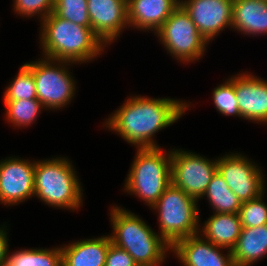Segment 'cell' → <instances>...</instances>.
<instances>
[{"instance_id":"cell-1","label":"cell","mask_w":267,"mask_h":266,"mask_svg":"<svg viewBox=\"0 0 267 266\" xmlns=\"http://www.w3.org/2000/svg\"><path fill=\"white\" fill-rule=\"evenodd\" d=\"M120 104L102 119L100 127L117 134L136 149L161 147L156 141L157 133L169 129L195 107L192 102L176 97L157 98L136 93L129 94Z\"/></svg>"},{"instance_id":"cell-2","label":"cell","mask_w":267,"mask_h":266,"mask_svg":"<svg viewBox=\"0 0 267 266\" xmlns=\"http://www.w3.org/2000/svg\"><path fill=\"white\" fill-rule=\"evenodd\" d=\"M39 24L37 42L41 57L81 66L94 63L109 50L92 28L60 18L53 12Z\"/></svg>"},{"instance_id":"cell-3","label":"cell","mask_w":267,"mask_h":266,"mask_svg":"<svg viewBox=\"0 0 267 266\" xmlns=\"http://www.w3.org/2000/svg\"><path fill=\"white\" fill-rule=\"evenodd\" d=\"M123 205L110 204L109 222L112 243L127 251L137 264L163 266L171 254V246L141 215Z\"/></svg>"},{"instance_id":"cell-4","label":"cell","mask_w":267,"mask_h":266,"mask_svg":"<svg viewBox=\"0 0 267 266\" xmlns=\"http://www.w3.org/2000/svg\"><path fill=\"white\" fill-rule=\"evenodd\" d=\"M72 162L67 155L36 158L34 199L55 210L78 212L83 208L84 186Z\"/></svg>"},{"instance_id":"cell-5","label":"cell","mask_w":267,"mask_h":266,"mask_svg":"<svg viewBox=\"0 0 267 266\" xmlns=\"http://www.w3.org/2000/svg\"><path fill=\"white\" fill-rule=\"evenodd\" d=\"M163 148L136 149L121 189L150 209L171 184L172 148Z\"/></svg>"},{"instance_id":"cell-6","label":"cell","mask_w":267,"mask_h":266,"mask_svg":"<svg viewBox=\"0 0 267 266\" xmlns=\"http://www.w3.org/2000/svg\"><path fill=\"white\" fill-rule=\"evenodd\" d=\"M199 201L172 183L151 207L157 215L158 234L172 246L177 240L199 234Z\"/></svg>"},{"instance_id":"cell-7","label":"cell","mask_w":267,"mask_h":266,"mask_svg":"<svg viewBox=\"0 0 267 266\" xmlns=\"http://www.w3.org/2000/svg\"><path fill=\"white\" fill-rule=\"evenodd\" d=\"M33 73L37 99L49 112L58 113L67 108L75 99L78 88L77 79L71 72L76 63L39 57L24 63Z\"/></svg>"},{"instance_id":"cell-8","label":"cell","mask_w":267,"mask_h":266,"mask_svg":"<svg viewBox=\"0 0 267 266\" xmlns=\"http://www.w3.org/2000/svg\"><path fill=\"white\" fill-rule=\"evenodd\" d=\"M155 38L167 55L181 65L196 64L209 49L208 41L199 33L185 10L179 6L155 32ZM204 56V57H203Z\"/></svg>"},{"instance_id":"cell-9","label":"cell","mask_w":267,"mask_h":266,"mask_svg":"<svg viewBox=\"0 0 267 266\" xmlns=\"http://www.w3.org/2000/svg\"><path fill=\"white\" fill-rule=\"evenodd\" d=\"M259 164L240 151L225 152L217 157V171L241 203L267 191V177Z\"/></svg>"},{"instance_id":"cell-10","label":"cell","mask_w":267,"mask_h":266,"mask_svg":"<svg viewBox=\"0 0 267 266\" xmlns=\"http://www.w3.org/2000/svg\"><path fill=\"white\" fill-rule=\"evenodd\" d=\"M217 171V156L208 158L183 148H172L171 183L199 200Z\"/></svg>"},{"instance_id":"cell-11","label":"cell","mask_w":267,"mask_h":266,"mask_svg":"<svg viewBox=\"0 0 267 266\" xmlns=\"http://www.w3.org/2000/svg\"><path fill=\"white\" fill-rule=\"evenodd\" d=\"M32 159L14 154L0 159V205L14 207L34 199L36 159Z\"/></svg>"},{"instance_id":"cell-12","label":"cell","mask_w":267,"mask_h":266,"mask_svg":"<svg viewBox=\"0 0 267 266\" xmlns=\"http://www.w3.org/2000/svg\"><path fill=\"white\" fill-rule=\"evenodd\" d=\"M234 0H180L199 33L212 43L226 29L232 31Z\"/></svg>"},{"instance_id":"cell-13","label":"cell","mask_w":267,"mask_h":266,"mask_svg":"<svg viewBox=\"0 0 267 266\" xmlns=\"http://www.w3.org/2000/svg\"><path fill=\"white\" fill-rule=\"evenodd\" d=\"M87 3L91 28L110 48L129 29L127 0H87Z\"/></svg>"},{"instance_id":"cell-14","label":"cell","mask_w":267,"mask_h":266,"mask_svg":"<svg viewBox=\"0 0 267 266\" xmlns=\"http://www.w3.org/2000/svg\"><path fill=\"white\" fill-rule=\"evenodd\" d=\"M234 73V88L242 120L267 125V80L253 72Z\"/></svg>"},{"instance_id":"cell-15","label":"cell","mask_w":267,"mask_h":266,"mask_svg":"<svg viewBox=\"0 0 267 266\" xmlns=\"http://www.w3.org/2000/svg\"><path fill=\"white\" fill-rule=\"evenodd\" d=\"M171 255L180 266H235L231 250L216 246L200 234L177 240L171 246Z\"/></svg>"},{"instance_id":"cell-16","label":"cell","mask_w":267,"mask_h":266,"mask_svg":"<svg viewBox=\"0 0 267 266\" xmlns=\"http://www.w3.org/2000/svg\"><path fill=\"white\" fill-rule=\"evenodd\" d=\"M179 6L180 0H127L129 28L153 35Z\"/></svg>"},{"instance_id":"cell-17","label":"cell","mask_w":267,"mask_h":266,"mask_svg":"<svg viewBox=\"0 0 267 266\" xmlns=\"http://www.w3.org/2000/svg\"><path fill=\"white\" fill-rule=\"evenodd\" d=\"M109 234L80 238L61 244L62 266H105Z\"/></svg>"},{"instance_id":"cell-18","label":"cell","mask_w":267,"mask_h":266,"mask_svg":"<svg viewBox=\"0 0 267 266\" xmlns=\"http://www.w3.org/2000/svg\"><path fill=\"white\" fill-rule=\"evenodd\" d=\"M241 36H267V0H234L232 32Z\"/></svg>"},{"instance_id":"cell-19","label":"cell","mask_w":267,"mask_h":266,"mask_svg":"<svg viewBox=\"0 0 267 266\" xmlns=\"http://www.w3.org/2000/svg\"><path fill=\"white\" fill-rule=\"evenodd\" d=\"M199 222V234L216 246L232 250L241 234L242 224L239 214L213 213L205 221Z\"/></svg>"},{"instance_id":"cell-20","label":"cell","mask_w":267,"mask_h":266,"mask_svg":"<svg viewBox=\"0 0 267 266\" xmlns=\"http://www.w3.org/2000/svg\"><path fill=\"white\" fill-rule=\"evenodd\" d=\"M235 266H255L267 257V224L242 228L236 246L231 250Z\"/></svg>"},{"instance_id":"cell-21","label":"cell","mask_w":267,"mask_h":266,"mask_svg":"<svg viewBox=\"0 0 267 266\" xmlns=\"http://www.w3.org/2000/svg\"><path fill=\"white\" fill-rule=\"evenodd\" d=\"M203 199L208 201L212 213L238 214L242 205L218 171L212 176L205 193L198 201Z\"/></svg>"},{"instance_id":"cell-22","label":"cell","mask_w":267,"mask_h":266,"mask_svg":"<svg viewBox=\"0 0 267 266\" xmlns=\"http://www.w3.org/2000/svg\"><path fill=\"white\" fill-rule=\"evenodd\" d=\"M6 266H62L61 247H22L9 250Z\"/></svg>"},{"instance_id":"cell-23","label":"cell","mask_w":267,"mask_h":266,"mask_svg":"<svg viewBox=\"0 0 267 266\" xmlns=\"http://www.w3.org/2000/svg\"><path fill=\"white\" fill-rule=\"evenodd\" d=\"M5 113L3 119L12 129H26L34 126L43 111L47 110L38 99L3 101Z\"/></svg>"},{"instance_id":"cell-24","label":"cell","mask_w":267,"mask_h":266,"mask_svg":"<svg viewBox=\"0 0 267 266\" xmlns=\"http://www.w3.org/2000/svg\"><path fill=\"white\" fill-rule=\"evenodd\" d=\"M9 81L3 92V101L37 99L33 73L24 63L19 67L14 78Z\"/></svg>"},{"instance_id":"cell-25","label":"cell","mask_w":267,"mask_h":266,"mask_svg":"<svg viewBox=\"0 0 267 266\" xmlns=\"http://www.w3.org/2000/svg\"><path fill=\"white\" fill-rule=\"evenodd\" d=\"M222 81L223 83L217 84L212 90L213 106L223 116L242 119L234 88V75L232 74Z\"/></svg>"},{"instance_id":"cell-26","label":"cell","mask_w":267,"mask_h":266,"mask_svg":"<svg viewBox=\"0 0 267 266\" xmlns=\"http://www.w3.org/2000/svg\"><path fill=\"white\" fill-rule=\"evenodd\" d=\"M53 13L75 24L91 28L87 0H54Z\"/></svg>"},{"instance_id":"cell-27","label":"cell","mask_w":267,"mask_h":266,"mask_svg":"<svg viewBox=\"0 0 267 266\" xmlns=\"http://www.w3.org/2000/svg\"><path fill=\"white\" fill-rule=\"evenodd\" d=\"M266 193L265 191L258 198L242 203L238 213L242 228L267 224Z\"/></svg>"},{"instance_id":"cell-28","label":"cell","mask_w":267,"mask_h":266,"mask_svg":"<svg viewBox=\"0 0 267 266\" xmlns=\"http://www.w3.org/2000/svg\"><path fill=\"white\" fill-rule=\"evenodd\" d=\"M12 11L18 18H34L42 22L54 9V0H12ZM30 18V19H29Z\"/></svg>"},{"instance_id":"cell-29","label":"cell","mask_w":267,"mask_h":266,"mask_svg":"<svg viewBox=\"0 0 267 266\" xmlns=\"http://www.w3.org/2000/svg\"><path fill=\"white\" fill-rule=\"evenodd\" d=\"M132 256L125 250L115 246L113 243L109 245L105 266H136Z\"/></svg>"},{"instance_id":"cell-30","label":"cell","mask_w":267,"mask_h":266,"mask_svg":"<svg viewBox=\"0 0 267 266\" xmlns=\"http://www.w3.org/2000/svg\"><path fill=\"white\" fill-rule=\"evenodd\" d=\"M7 221L0 224V266H6L7 254L10 249V229Z\"/></svg>"},{"instance_id":"cell-31","label":"cell","mask_w":267,"mask_h":266,"mask_svg":"<svg viewBox=\"0 0 267 266\" xmlns=\"http://www.w3.org/2000/svg\"><path fill=\"white\" fill-rule=\"evenodd\" d=\"M136 266H154V265H147V264H137Z\"/></svg>"}]
</instances>
